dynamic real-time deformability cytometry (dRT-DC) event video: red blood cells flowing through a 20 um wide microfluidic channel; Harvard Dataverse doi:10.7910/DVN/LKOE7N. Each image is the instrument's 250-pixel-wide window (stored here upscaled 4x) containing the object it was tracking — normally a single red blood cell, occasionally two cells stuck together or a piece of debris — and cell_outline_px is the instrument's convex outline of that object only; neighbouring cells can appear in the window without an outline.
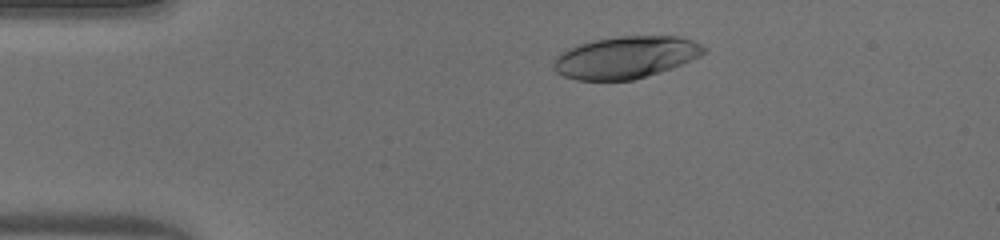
{"species": "human", "species_latin": "Homo sapiens", "temperature_condition": "warm", "stored_images_in_passage": 39, "camera_frame_rate_fps": 3000, "um_per_image_px": 0.085, "donor": {"sex": "male"}, "frame": {"image": 1, "passage_image": 6, "time_ms": 1.667, "image_size_px": [1000, 240], "cell_outline_px": [[708, 52], [700, 56], [660, 72], [632, 80], [576, 80], [564, 76], [556, 72], [552, 68], [552, 60], [560, 52], [576, 44], [592, 40], [620, 36], [676, 36], [692, 40], [708, 48]], "centroid_in_image_um": [53.14, 4.87], "position_along_channel_um": 31.9, "area_um2": 37.05}}
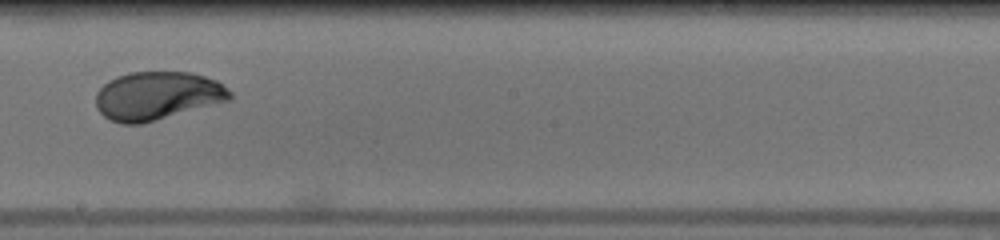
{"frame": {"image": 2, "passage_image": 25, "time_ms": 8.0, "image_size_px": [1000, 240], "cell_outline_px": [[232, 96], [228, 100], [140, 124], [120, 124], [104, 116], [96, 108], [96, 92], [108, 80], [116, 76], [128, 72], [192, 72], [216, 80], [232, 92]], "centroid_in_image_um": [13.32, 8.12], "position_along_channel_um": 234.9, "area_um2": 37.51}}
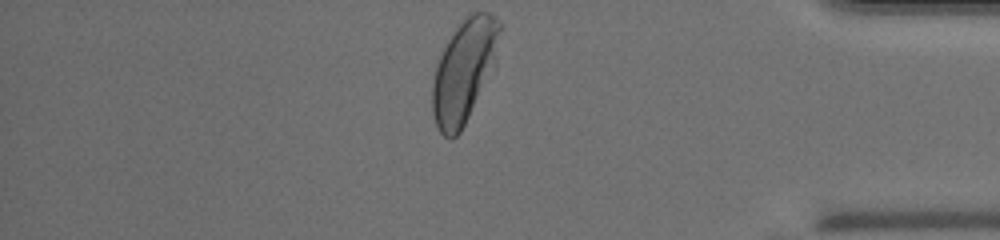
{"frame": {"image": 3, "passage_image": 39, "time_ms": 12.667, "image_size_px": [1000, 240], "cell_outline_px": [[500, 28], [496, 64], [460, 132], [452, 140], [444, 136], [436, 128], [432, 112], [432, 84], [436, 64], [452, 32], [472, 12], [488, 12], [500, 20]], "centroid_in_image_um": [39.44, 6.05], "position_along_channel_um": 395.8, "area_um2": 40.11}, "authors_computed_cell_mechanics": {"area_um2": 37.5122, "velocity_mm_per_s": 4.0597, "shape_relaxation_time_tau1_ms": 2.8988, "shape_relaxation_time_tau2_ms": null, "deformation_change_tau1": 0.1752, "deformation_change_tau2": null}}